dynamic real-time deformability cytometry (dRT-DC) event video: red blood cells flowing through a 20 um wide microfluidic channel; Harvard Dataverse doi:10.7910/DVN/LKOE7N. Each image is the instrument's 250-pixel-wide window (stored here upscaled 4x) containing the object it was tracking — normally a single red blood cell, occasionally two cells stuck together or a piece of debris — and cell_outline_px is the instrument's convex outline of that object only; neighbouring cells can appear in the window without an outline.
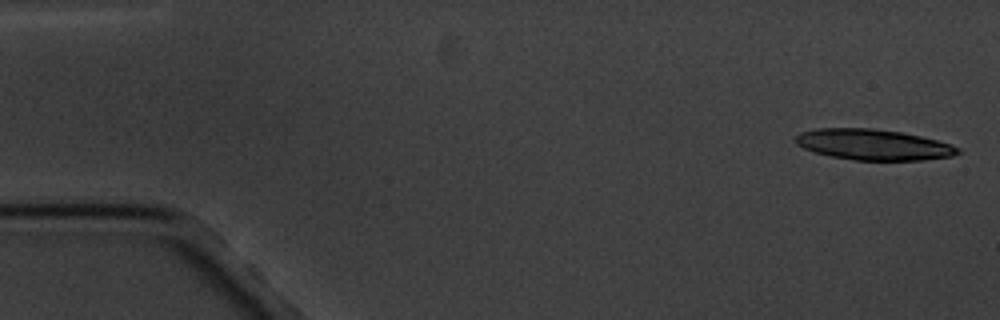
{"species": "common noctule bat (a hibernating species)", "species_latin": "Nyctalus noctula", "temperature_condition": "cold", "stored_images_in_passage": 5, "camera_frame_rate_fps": 3000, "um_per_image_px": 0.085, "animal": {"sex": "male", "body_mass_g": 20.1, "forearm_length_mm": 53.5}, "frame": {"image": 1, "passage_image": 1, "time_ms": 0.0, "image_size_px": [1000, 320], "cell_outline_px": [[960, 152], [952, 156], [924, 160], [856, 160], [832, 156], [816, 152], [804, 148], [796, 144], [792, 140], [800, 132], [816, 128], [872, 128], [900, 132], [920, 136], [952, 144], [960, 148]], "centroid_in_image_um": [74.22, 12.29], "position_along_channel_um": 10.8, "area_um2": 29.07}}